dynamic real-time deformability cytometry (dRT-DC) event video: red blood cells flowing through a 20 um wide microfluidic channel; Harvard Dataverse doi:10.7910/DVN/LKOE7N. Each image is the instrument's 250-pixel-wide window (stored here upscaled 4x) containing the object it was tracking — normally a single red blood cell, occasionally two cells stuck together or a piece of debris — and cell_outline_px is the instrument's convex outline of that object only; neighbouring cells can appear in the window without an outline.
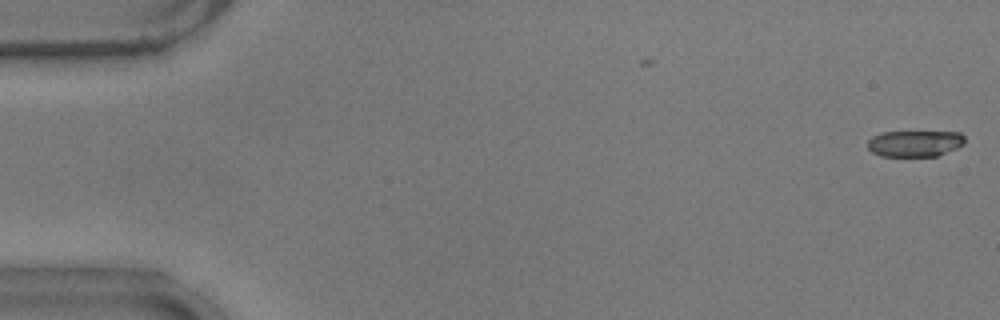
{"species": "common noctule bat (a hibernating species)", "species_latin": "Nyctalus noctula", "temperature_condition": "warm", "stored_images_in_passage": 54, "camera_frame_rate_fps": 3000, "um_per_image_px": 0.085, "animal": {"sex": "male", "body_mass_g": 17.9}, "frame": {"image": 1, "passage_image": 1, "time_ms": 0.0, "image_size_px": [1000, 320], "cell_outline_px": [[964, 144], [956, 148], [936, 156], [880, 156], [872, 152], [868, 148], [868, 140], [872, 136], [884, 132], [960, 132], [964, 136]], "centroid_in_image_um": [77.75, 12.19], "position_along_channel_um": 7.3, "area_um2": 14.8}}
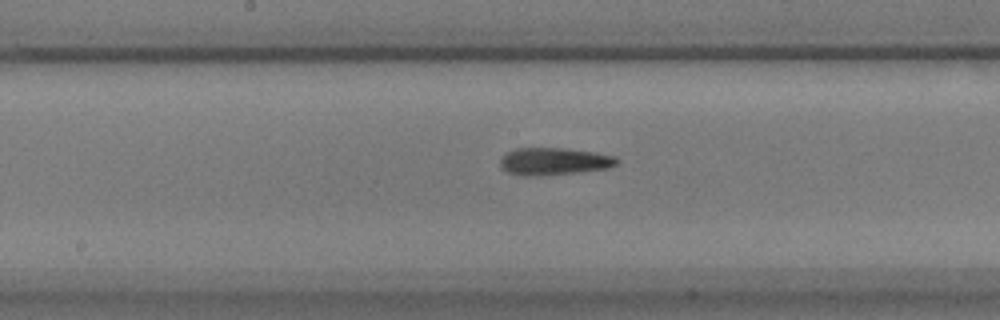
{"frame": {"image": 2, "passage_image": 28, "time_ms": 9.0, "image_size_px": [1000, 320], "cell_outline_px": [[620, 160], [612, 168], [544, 176], [520, 176], [508, 172], [500, 168], [500, 160], [508, 152], [516, 148], [560, 148], [592, 152], [616, 156]], "centroid_in_image_um": [47.1, 13.73], "position_along_channel_um": 201.1, "area_um2": 18.73}}
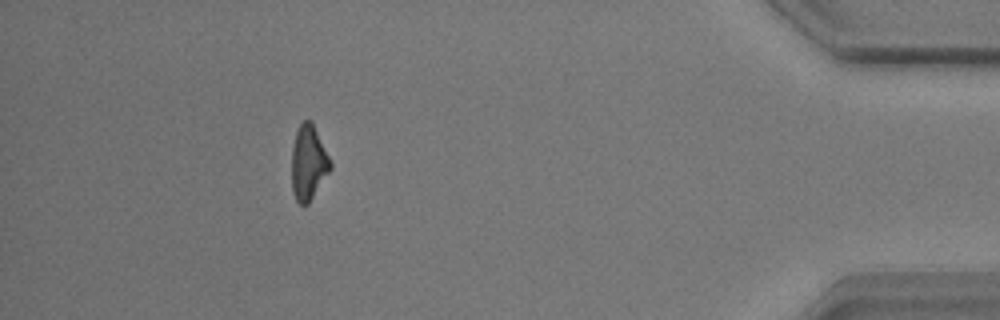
{"frame": {"image": 3, "passage_image": 49, "time_ms": 16.0, "image_size_px": [1000, 320], "cell_outline_px": [[332, 168], [308, 204], [300, 204], [296, 200], [292, 192], [292, 148], [296, 132], [300, 124], [304, 120], [312, 120], [332, 164]], "centroid_in_image_um": [26.22, 13.83], "position_along_channel_um": 409.0, "area_um2": 16.82}, "authors_computed_cell_mechanics": {"area_um2": 17.4556, "velocity_mm_per_s": 3.7385, "shape_relaxation_time_tau1_ms": null, "shape_relaxation_time_tau2_ms": 5.6265, "deformation_change_tau1": null, "deformation_change_tau2": 0.1715}}